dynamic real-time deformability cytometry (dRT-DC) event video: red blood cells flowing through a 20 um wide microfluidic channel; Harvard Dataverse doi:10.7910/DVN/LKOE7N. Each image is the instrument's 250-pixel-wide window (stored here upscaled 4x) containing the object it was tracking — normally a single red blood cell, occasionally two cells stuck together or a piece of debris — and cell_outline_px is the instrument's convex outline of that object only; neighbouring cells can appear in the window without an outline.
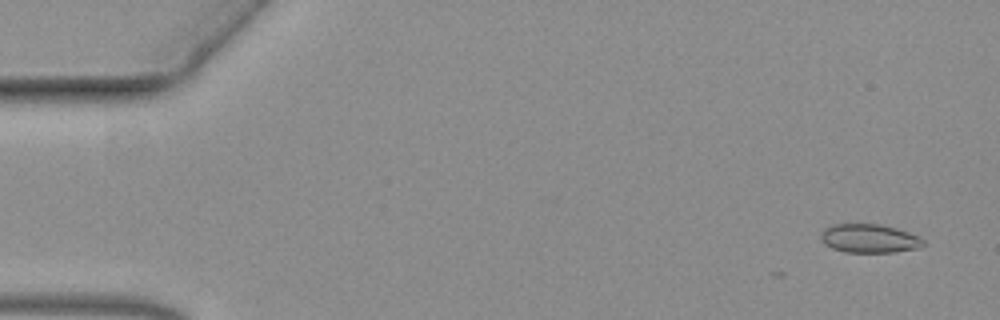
{"species": "common noctule bat (a hibernating species)", "species_latin": "Nyctalus noctula", "temperature_condition": "warm", "stored_images_in_passage": 12, "camera_frame_rate_fps": 3000, "um_per_image_px": 0.085, "animal": {"sex": "female", "body_mass_g": 19.3, "forearm_length_mm": 54.1}, "frame": {"image": 1, "passage_image": 1, "time_ms": 0.0, "image_size_px": [1000, 320], "cell_outline_px": [[924, 244], [920, 248], [896, 252], [844, 252], [832, 248], [824, 244], [820, 240], [820, 232], [824, 228], [832, 224], [880, 224], [896, 228], [908, 232], [924, 240]], "centroid_in_image_um": [73.85, 20.27], "position_along_channel_um": 11.2, "area_um2": 17.28}}